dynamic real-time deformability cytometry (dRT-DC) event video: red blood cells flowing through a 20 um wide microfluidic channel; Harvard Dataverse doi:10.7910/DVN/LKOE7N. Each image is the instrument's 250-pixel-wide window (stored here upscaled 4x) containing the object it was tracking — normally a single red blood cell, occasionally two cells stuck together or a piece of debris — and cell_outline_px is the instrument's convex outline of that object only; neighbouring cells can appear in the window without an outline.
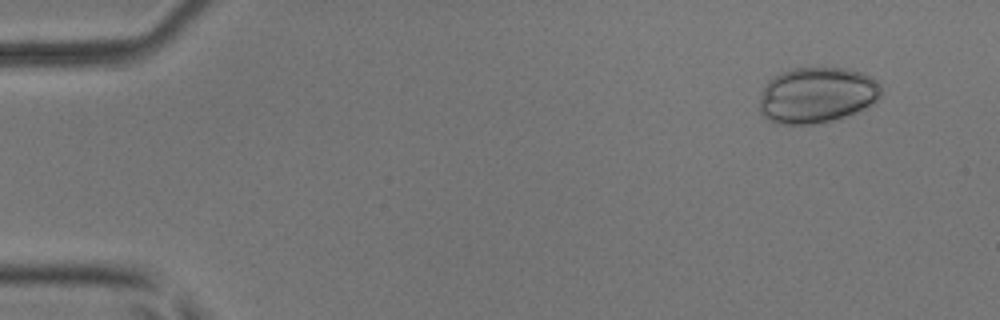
{"species": "common noctule bat (a hibernating species)", "species_latin": "Nyctalus noctula", "temperature_condition": "room temperature", "stored_images_in_passage": 52, "camera_frame_rate_fps": 3000, "um_per_image_px": 0.085, "animal": {"sex": "male", "body_mass_g": 17.9, "forearm_length_mm": 54.2}, "frame": {"image": 1, "passage_image": 5, "time_ms": 1.333, "image_size_px": [1000, 320], "cell_outline_px": [[880, 96], [872, 104], [856, 112], [844, 116], [816, 124], [776, 124], [768, 120], [760, 112], [760, 100], [764, 88], [768, 80], [780, 72], [792, 68], [848, 68], [860, 72], [876, 80], [880, 84]], "centroid_in_image_um": [69.41, 8.08], "position_along_channel_um": 15.6, "area_um2": 39.48}}
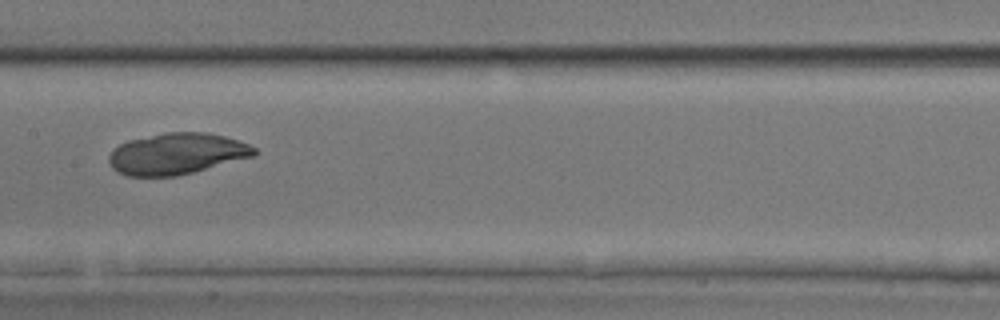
{"frame": {"image": 2, "passage_image": 27, "time_ms": 8.667, "image_size_px": [1000, 320], "cell_outline_px": [[256, 156], [176, 176], [128, 176], [116, 172], [112, 168], [108, 160], [108, 156], [112, 148], [128, 140], [164, 132], [208, 132], [224, 136], [248, 144], [256, 148]], "centroid_in_image_um": [15.0, 13.06], "position_along_channel_um": 192.4, "area_um2": 35.14}}
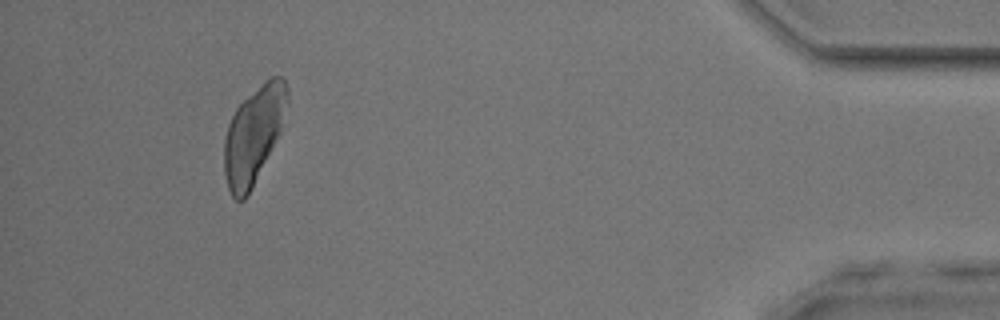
{"frame": {"image": 3, "passage_image": 48, "time_ms": 15.667, "image_size_px": [1000, 320], "cell_outline_px": [[288, 104], [280, 132], [252, 188], [244, 200], [236, 200], [232, 196], [228, 188], [224, 172], [224, 140], [228, 124], [236, 108], [248, 96], [272, 76], [280, 76], [284, 80], [288, 88]], "centroid_in_image_um": [21.55, 11.48], "position_along_channel_um": 413.6, "area_um2": 35.08}}